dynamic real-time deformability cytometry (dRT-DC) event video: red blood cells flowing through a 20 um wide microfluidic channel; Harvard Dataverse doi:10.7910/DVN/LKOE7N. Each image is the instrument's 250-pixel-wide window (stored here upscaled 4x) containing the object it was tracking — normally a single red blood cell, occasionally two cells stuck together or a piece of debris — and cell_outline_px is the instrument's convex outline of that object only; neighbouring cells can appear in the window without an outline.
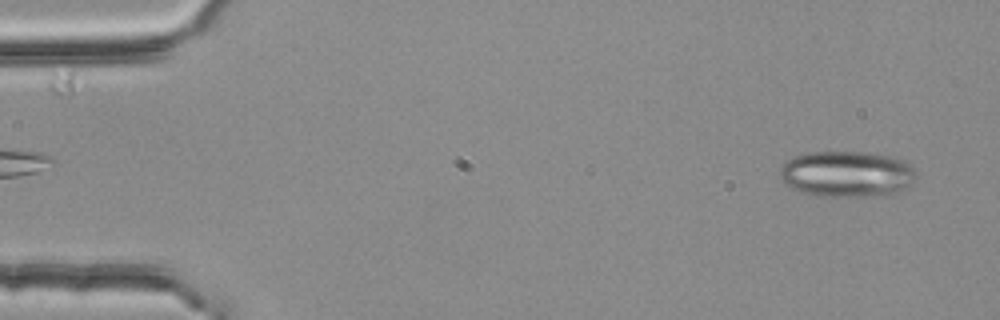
{"species": "common noctule bat (a hibernating species)", "species_latin": "Nyctalus noctula", "temperature_condition": "room temperature", "stored_images_in_passage": 4, "camera_frame_rate_fps": 3000, "um_per_image_px": 0.085, "animal": {"sex": "female", "body_mass_g": 25.1}, "frame": {"image": 1, "passage_image": 1, "time_ms": 0.0, "image_size_px": [1000, 320], "cell_outline_px": [[916, 176], [904, 188], [896, 192], [872, 196], [816, 196], [792, 188], [784, 184], [780, 180], [780, 168], [788, 160], [796, 156], [808, 152], [864, 152], [896, 156], [904, 160], [916, 172]], "centroid_in_image_um": [71.96, 14.78], "position_along_channel_um": 13.0, "area_um2": 36.41}}